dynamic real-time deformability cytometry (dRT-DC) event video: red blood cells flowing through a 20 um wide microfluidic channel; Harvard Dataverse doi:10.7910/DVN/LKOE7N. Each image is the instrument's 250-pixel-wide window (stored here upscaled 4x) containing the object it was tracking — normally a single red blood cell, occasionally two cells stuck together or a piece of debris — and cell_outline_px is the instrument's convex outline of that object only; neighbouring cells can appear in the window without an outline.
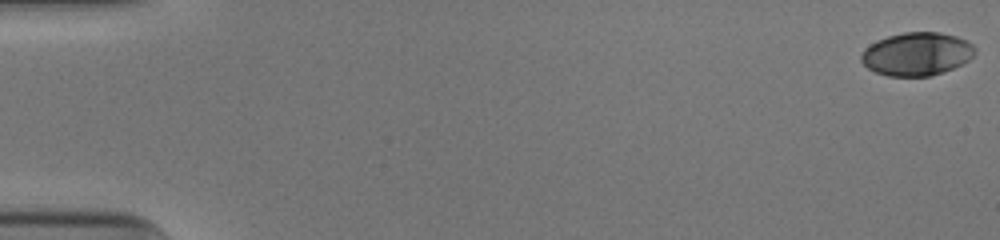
{"species": "human", "species_latin": "Homo sapiens", "temperature_condition": "cold", "stored_images_in_passage": 53, "camera_frame_rate_fps": 3000, "um_per_image_px": 0.085, "donor": {"sex": "male"}, "frame": {"image": 1, "passage_image": 1, "time_ms": 0.0, "image_size_px": [1000, 240], "cell_outline_px": [[976, 52], [968, 60], [944, 72], [928, 76], [888, 76], [876, 72], [868, 68], [860, 60], [860, 56], [864, 48], [876, 40], [888, 36], [904, 32], [940, 32], [956, 36], [972, 44], [976, 48]], "centroid_in_image_um": [77.9, 4.58], "position_along_channel_um": 7.1, "area_um2": 28.61}}
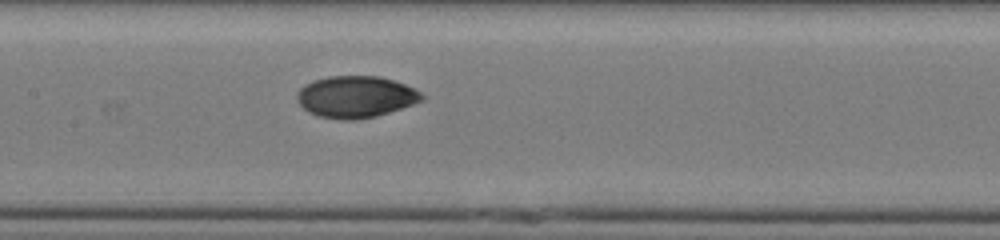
{"frame": {"image": 2, "passage_image": 27, "time_ms": 8.667, "image_size_px": [1000, 240], "cell_outline_px": [[424, 100], [376, 116], [356, 120], [344, 120], [320, 116], [308, 112], [296, 100], [296, 92], [304, 84], [312, 80], [328, 76], [380, 76], [404, 84], [420, 92], [424, 96]], "centroid_in_image_um": [30.19, 8.22], "position_along_channel_um": 177.2, "area_um2": 30.29}}
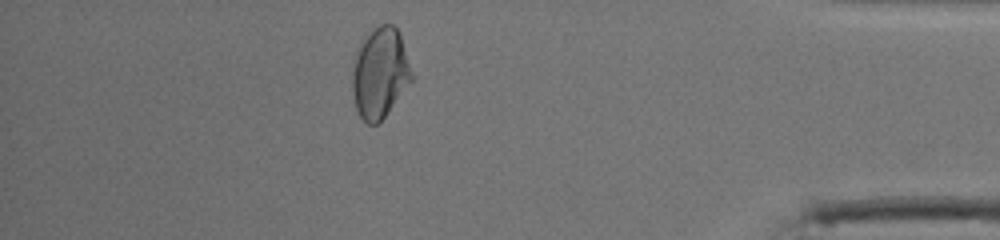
{"frame": {"image": 3, "passage_image": 47, "time_ms": 15.333, "image_size_px": [1000, 240], "cell_outline_px": [[412, 80], [384, 116], [376, 124], [368, 124], [360, 116], [356, 108], [352, 92], [352, 72], [356, 56], [364, 40], [380, 24], [392, 24], [400, 32], [412, 72]], "centroid_in_image_um": [32.31, 6.22], "position_along_channel_um": 402.9, "area_um2": 30.46}, "authors_computed_cell_mechanics": {"area_um2": 29.7092, "velocity_mm_per_s": 3.9548, "shape_relaxation_time_tau1_ms": 3.5546, "shape_relaxation_time_tau2_ms": 1.318, "deformation_change_tau1": 0.1411, "deformation_change_tau2": 0.0316}}